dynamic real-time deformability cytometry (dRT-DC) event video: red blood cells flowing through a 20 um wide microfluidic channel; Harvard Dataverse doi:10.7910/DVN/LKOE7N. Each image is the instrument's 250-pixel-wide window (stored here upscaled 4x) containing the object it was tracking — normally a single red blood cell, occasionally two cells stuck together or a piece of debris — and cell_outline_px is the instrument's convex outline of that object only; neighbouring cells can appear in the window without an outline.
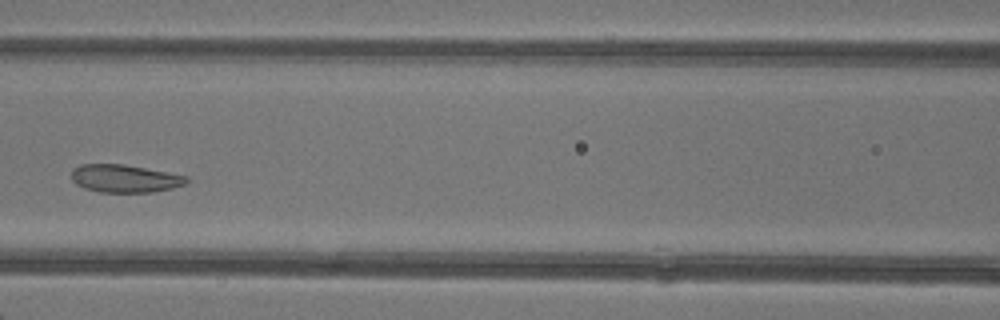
{"species": "common noctule bat (a hibernating species)", "species_latin": "Nyctalus noctula", "temperature_condition": "warm", "stored_images_in_passage": 4, "camera_frame_rate_fps": 3000, "um_per_image_px": 0.085, "animal": {"sex": "female"}, "frame": {"image": 1, "passage_image": 4, "time_ms": 3.333, "image_size_px": [1000, 320], "cell_outline_px": [[188, 184], [172, 188], [152, 192], [100, 192], [84, 188], [76, 184], [72, 180], [72, 168], [80, 164], [124, 164], [188, 176]], "centroid_in_image_um": [10.61, 15.17], "position_along_channel_um": 156.0, "area_um2": 18.73}}